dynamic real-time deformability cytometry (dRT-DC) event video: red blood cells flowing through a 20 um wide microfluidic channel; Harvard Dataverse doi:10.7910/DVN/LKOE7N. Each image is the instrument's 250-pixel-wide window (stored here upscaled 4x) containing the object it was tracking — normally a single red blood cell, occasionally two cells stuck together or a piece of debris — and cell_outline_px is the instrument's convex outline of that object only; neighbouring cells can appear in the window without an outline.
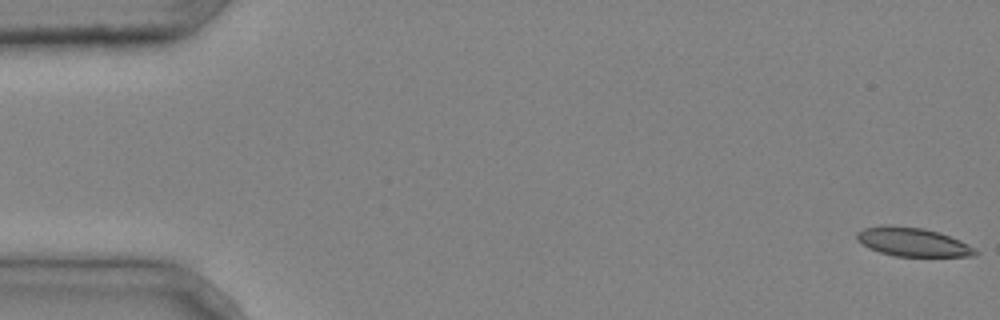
{"species": "common noctule bat (a hibernating species)", "species_latin": "Nyctalus noctula", "temperature_condition": "cold", "stored_images_in_passage": 4, "camera_frame_rate_fps": 3000, "um_per_image_px": 0.085, "animal": {"sex": "male", "body_mass_g": 20.4}, "frame": {"image": 1, "passage_image": 1, "time_ms": 0.0, "image_size_px": [1000, 320], "cell_outline_px": [[980, 252], [976, 256], [896, 256], [880, 252], [868, 248], [860, 244], [856, 240], [856, 232], [864, 228], [884, 224], [888, 224], [924, 228], [940, 232], [960, 240], [968, 244]], "centroid_in_image_um": [77.55, 20.55], "position_along_channel_um": 7.4, "area_um2": 20.17}}
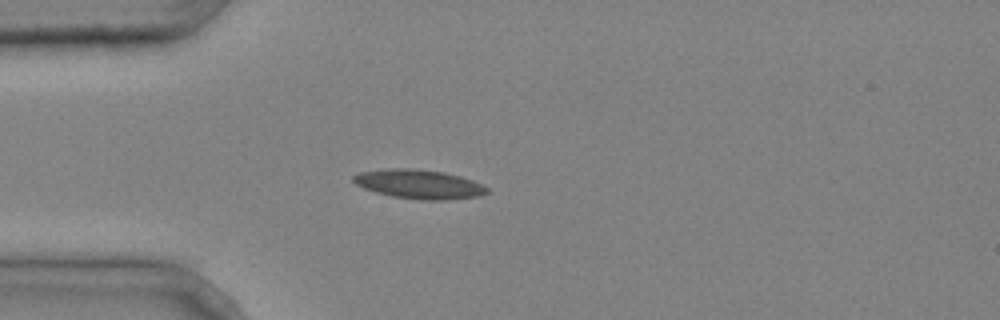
{"frame": {"image": 2, "passage_image": 4, "time_ms": 1.0, "image_size_px": [1000, 320], "cell_outline_px": [[488, 192], [480, 196], [444, 200], [420, 200], [392, 196], [376, 192], [364, 188], [356, 184], [352, 180], [352, 176], [360, 172], [392, 168], [412, 168], [444, 172], [460, 176], [472, 180], [488, 188]], "centroid_in_image_um": [35.61, 15.65], "position_along_channel_um": 49.4, "area_um2": 22.6}}